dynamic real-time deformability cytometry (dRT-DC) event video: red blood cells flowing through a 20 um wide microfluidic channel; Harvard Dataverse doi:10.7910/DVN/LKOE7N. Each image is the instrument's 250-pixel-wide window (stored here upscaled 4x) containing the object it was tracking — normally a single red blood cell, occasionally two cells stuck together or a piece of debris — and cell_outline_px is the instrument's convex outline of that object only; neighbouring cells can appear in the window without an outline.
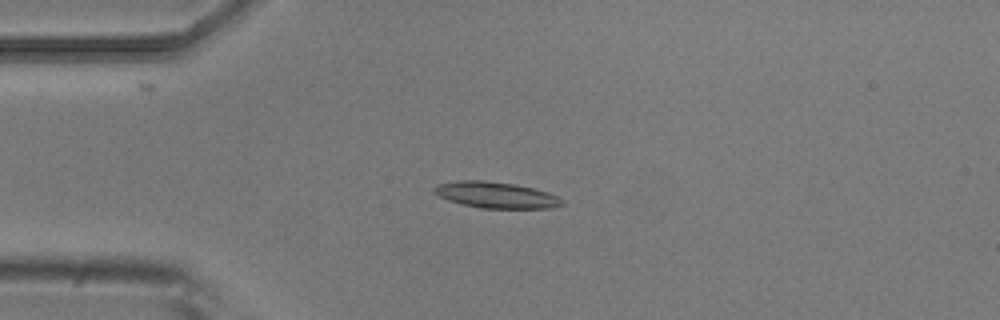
{"species": "common noctule bat (a hibernating species)", "species_latin": "Nyctalus noctula", "temperature_condition": "room temperature", "stored_images_in_passage": 5, "camera_frame_rate_fps": 3000, "um_per_image_px": 0.085, "animal": {"sex": "male", "body_mass_g": 20.5, "forearm_length_mm": 52.5}, "frame": {"image": 1, "passage_image": 3, "time_ms": 0.667, "image_size_px": [1000, 320], "cell_outline_px": [[564, 204], [552, 208], [480, 208], [448, 200], [432, 192], [432, 188], [436, 184], [460, 180], [484, 180], [516, 184], [548, 192], [564, 200]], "centroid_in_image_um": [42.14, 16.57], "position_along_channel_um": 42.9, "area_um2": 19.54}}
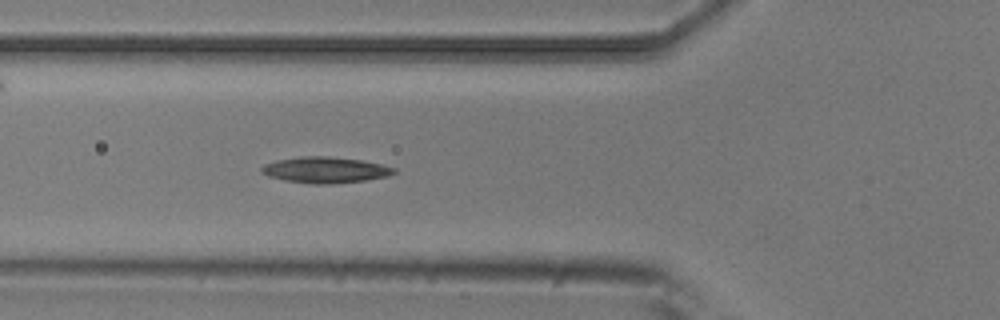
{"frame": {"image": 2, "passage_image": 5, "time_ms": 1.333, "image_size_px": [1000, 320], "cell_outline_px": [[396, 172], [388, 176], [364, 180], [332, 184], [312, 184], [284, 180], [268, 176], [260, 172], [260, 168], [264, 164], [276, 160], [300, 156], [328, 156], [360, 160], [380, 164], [396, 168]], "centroid_in_image_um": [27.61, 14.44], "position_along_channel_um": 98.2, "area_um2": 20.11}}